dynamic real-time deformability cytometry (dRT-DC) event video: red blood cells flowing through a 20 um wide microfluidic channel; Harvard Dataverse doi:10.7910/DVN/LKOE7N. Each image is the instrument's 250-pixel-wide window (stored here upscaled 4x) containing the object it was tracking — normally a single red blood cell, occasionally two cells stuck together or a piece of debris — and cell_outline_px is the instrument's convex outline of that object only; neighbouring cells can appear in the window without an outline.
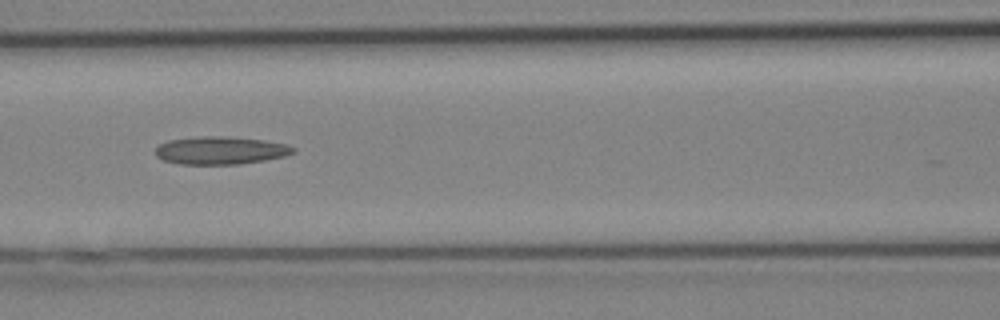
{"species": "Egyptian fruit bat (a non-hibernating species)", "species_latin": "Rousettus aegyptiacus", "temperature_condition": "cold", "stored_images_in_passage": 13, "camera_frame_rate_fps": 3000, "um_per_image_px": 0.085, "animal": {"sex": "female"}, "frame": {"image": 1, "passage_image": 6, "time_ms": 1.667, "image_size_px": [1000, 320], "cell_outline_px": [[296, 152], [284, 156], [264, 160], [236, 164], [180, 164], [164, 160], [156, 156], [156, 148], [160, 144], [168, 140], [204, 136], [220, 136], [264, 140], [288, 144], [296, 148]], "centroid_in_image_um": [18.77, 12.78], "position_along_channel_um": 147.8, "area_um2": 22.2}}
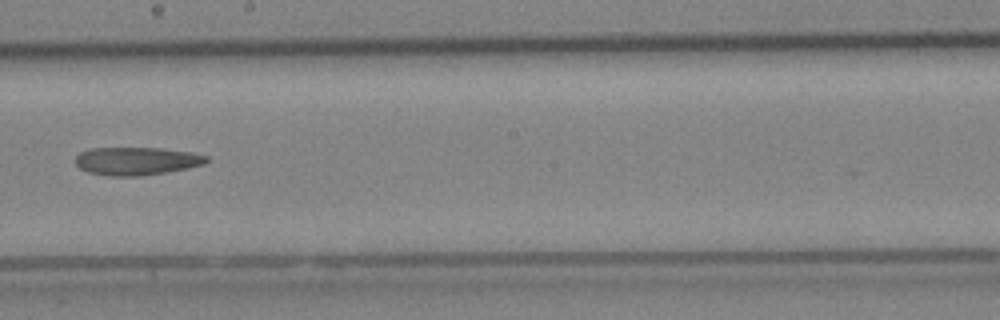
{"frame": {"image": 2, "passage_image": 10, "time_ms": 3.0, "image_size_px": [1000, 320], "cell_outline_px": [[208, 160], [204, 164], [188, 168], [168, 172], [140, 176], [108, 176], [88, 172], [80, 168], [76, 164], [76, 156], [80, 152], [92, 148], [160, 148], [192, 152], [208, 156]], "centroid_in_image_um": [11.62, 13.69], "position_along_channel_um": 236.6, "area_um2": 21.44}}
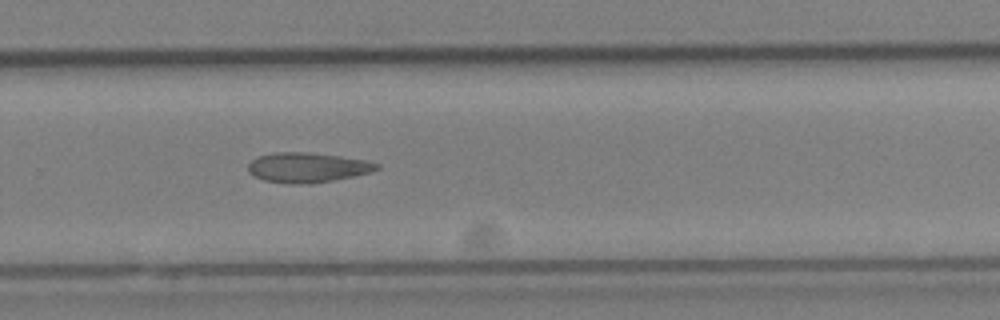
{"frame": {"image": 3, "passage_image": 13, "time_ms": 4.0, "image_size_px": [1000, 320], "cell_outline_px": [[380, 168], [372, 172], [332, 180], [308, 184], [288, 184], [264, 180], [252, 176], [248, 172], [248, 164], [256, 156], [272, 152], [308, 152], [340, 156], [368, 160], [380, 164]], "centroid_in_image_um": [26.11, 14.23], "position_along_channel_um": 303.7, "area_um2": 22.66}}